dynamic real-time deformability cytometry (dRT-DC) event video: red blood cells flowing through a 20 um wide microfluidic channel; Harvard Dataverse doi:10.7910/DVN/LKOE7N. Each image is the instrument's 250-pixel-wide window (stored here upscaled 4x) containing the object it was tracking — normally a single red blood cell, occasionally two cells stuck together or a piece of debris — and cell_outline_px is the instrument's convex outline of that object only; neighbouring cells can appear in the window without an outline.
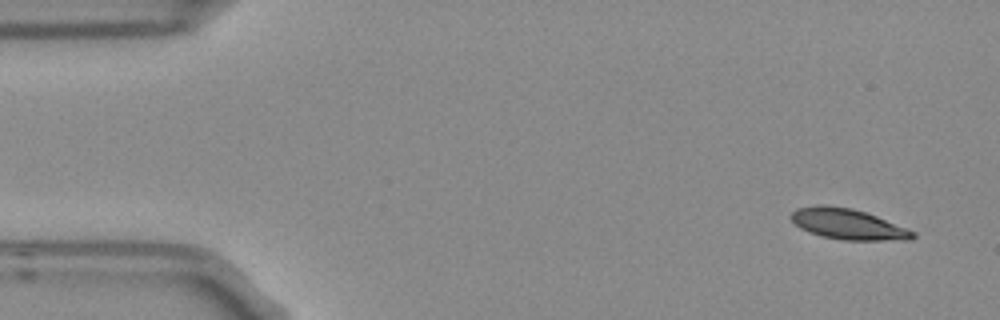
{"species": "Egyptian fruit bat (a non-hibernating species)", "species_latin": "Rousettus aegyptiacus", "temperature_condition": "room temperature", "stored_images_in_passage": 4, "camera_frame_rate_fps": 3000, "um_per_image_px": 0.085, "frame": {"image": 1, "passage_image": 1, "time_ms": 0.0, "image_size_px": [1000, 320], "cell_outline_px": [[916, 236], [912, 240], [844, 240], [820, 236], [800, 228], [792, 220], [792, 212], [796, 208], [816, 204], [824, 204], [852, 208], [876, 216], [908, 228], [916, 232]], "centroid_in_image_um": [72.09, 19.05], "position_along_channel_um": 12.9, "area_um2": 21.85}}
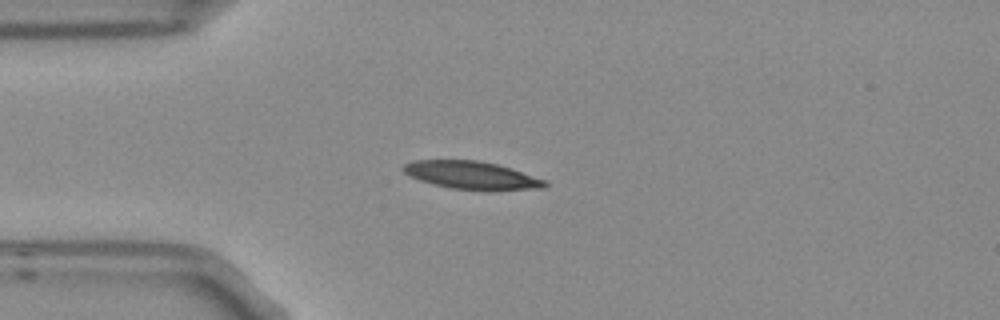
{"frame": {"image": 2, "passage_image": 4, "time_ms": 1.0, "image_size_px": [1000, 320], "cell_outline_px": [[548, 184], [544, 188], [452, 188], [420, 180], [404, 172], [400, 168], [404, 164], [416, 160], [476, 160], [496, 164], [512, 168], [548, 180]], "centroid_in_image_um": [40.08, 14.85], "position_along_channel_um": 44.9, "area_um2": 22.08}}